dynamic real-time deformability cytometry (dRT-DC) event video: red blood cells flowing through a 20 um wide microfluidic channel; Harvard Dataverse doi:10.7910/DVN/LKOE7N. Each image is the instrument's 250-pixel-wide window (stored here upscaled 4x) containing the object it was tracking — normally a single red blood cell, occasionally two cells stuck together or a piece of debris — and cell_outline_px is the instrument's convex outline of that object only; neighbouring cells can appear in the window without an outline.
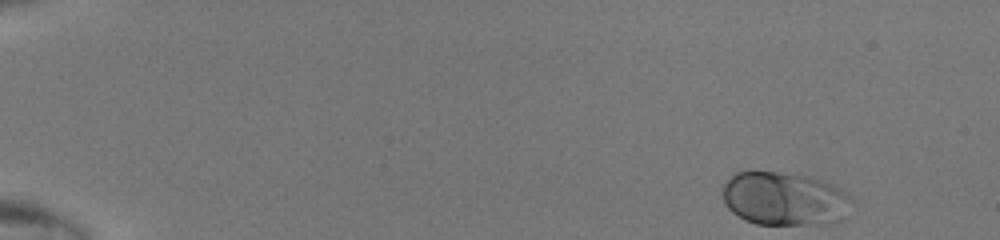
{"species": "human", "species_latin": "Homo sapiens", "temperature_condition": "room temperature", "stored_images_in_passage": 44, "camera_frame_rate_fps": 3000, "um_per_image_px": 0.085, "donor": {"sex": "male"}, "frame": {"image": 1, "passage_image": 1, "time_ms": 0.0, "image_size_px": [1000, 240], "cell_outline_px": [[852, 200], [844, 220], [836, 224], [756, 224], [732, 212], [724, 204], [724, 184], [736, 172], [776, 172], [812, 176], [832, 184], [848, 192], [852, 196]], "centroid_in_image_um": [66.76, 16.9], "position_along_channel_um": 18.2, "area_um2": 40.52}}
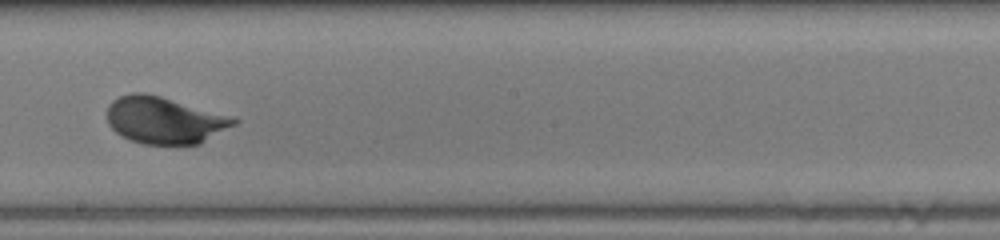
{"frame": {"image": 2, "passage_image": 26, "time_ms": 8.333, "image_size_px": [1000, 240], "cell_outline_px": [[240, 120], [236, 124], [200, 144], [144, 144], [132, 140], [116, 132], [108, 124], [108, 104], [112, 100], [120, 96], [132, 92], [144, 92], [160, 96], [236, 116]], "centroid_in_image_um": [14.04, 10.2], "position_along_channel_um": 234.2, "area_um2": 34.85}}
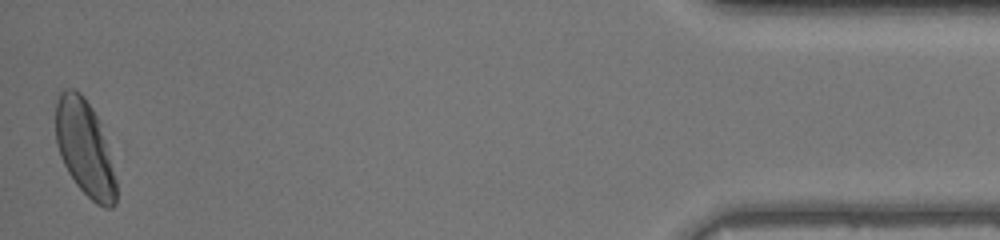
{"frame": {"image": 3, "passage_image": 44, "time_ms": 14.333, "image_size_px": [1000, 240], "cell_outline_px": [[116, 204], [112, 208], [104, 208], [96, 204], [76, 184], [68, 172], [60, 156], [56, 144], [56, 92], [64, 88], [76, 88], [84, 96], [100, 120], [116, 180]], "centroid_in_image_um": [7.18, 12.54], "position_along_channel_um": 428.0, "area_um2": 34.04}}